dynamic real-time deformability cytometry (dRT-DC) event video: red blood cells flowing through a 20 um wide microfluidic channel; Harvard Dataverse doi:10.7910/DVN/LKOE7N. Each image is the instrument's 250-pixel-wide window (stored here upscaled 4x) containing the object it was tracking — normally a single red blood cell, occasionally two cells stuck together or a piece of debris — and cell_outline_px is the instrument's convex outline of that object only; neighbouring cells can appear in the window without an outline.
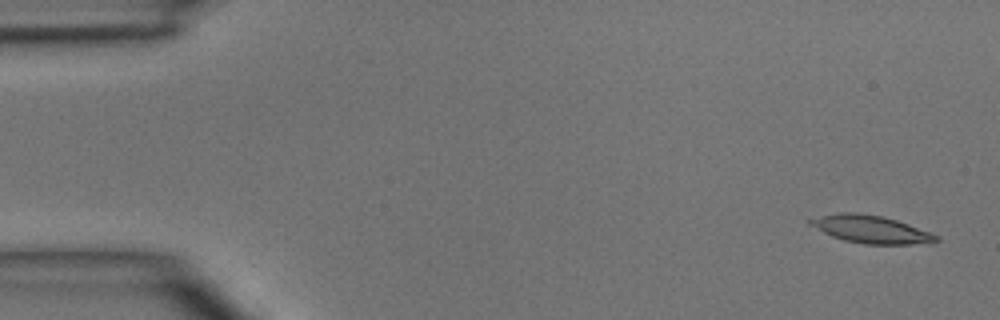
{"species": "common noctule bat (a hibernating species)", "species_latin": "Nyctalus noctula", "temperature_condition": "room temperature", "stored_images_in_passage": 4, "camera_frame_rate_fps": 3000, "um_per_image_px": 0.085, "animal": {"sex": "male", "body_mass_g": 15.6}, "frame": {"image": 1, "passage_image": 1, "time_ms": 0.0, "image_size_px": [1000, 320], "cell_outline_px": [[940, 240], [912, 244], [864, 244], [844, 240], [832, 236], [808, 224], [808, 220], [840, 212], [856, 212], [880, 216], [896, 220], [908, 224], [940, 236]], "centroid_in_image_um": [74.03, 19.49], "position_along_channel_um": 11.0, "area_um2": 19.88}}
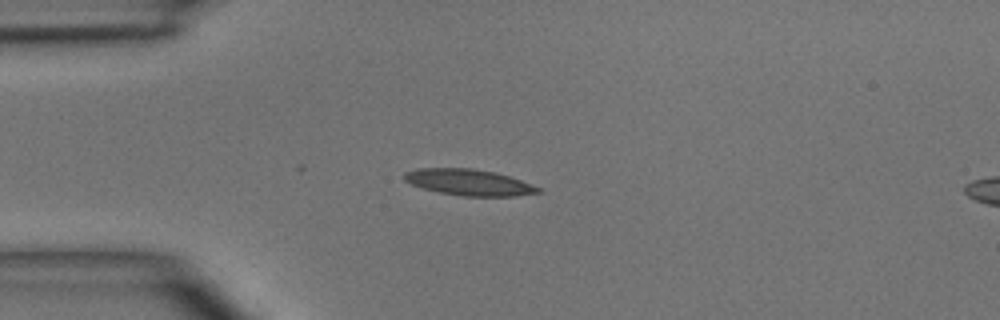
{"frame": {"image": 2, "passage_image": 3, "time_ms": 3.333, "image_size_px": [1000, 320], "cell_outline_px": [[540, 192], [516, 196], [460, 196], [440, 192], [424, 188], [412, 184], [404, 180], [404, 172], [416, 168], [472, 168], [496, 172], [520, 180], [540, 188]], "centroid_in_image_um": [39.83, 15.49], "position_along_channel_um": 45.2, "area_um2": 20.29}}